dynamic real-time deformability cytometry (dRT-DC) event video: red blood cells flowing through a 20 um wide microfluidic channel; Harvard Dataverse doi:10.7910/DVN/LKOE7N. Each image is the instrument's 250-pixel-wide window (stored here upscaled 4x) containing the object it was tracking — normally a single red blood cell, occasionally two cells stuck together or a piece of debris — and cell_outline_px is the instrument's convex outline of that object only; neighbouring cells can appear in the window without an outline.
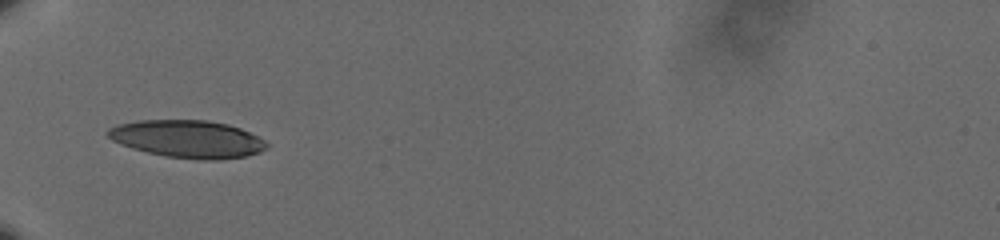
{"species": "human", "species_latin": "Homo sapiens", "temperature_condition": "cold", "stored_images_in_passage": 38, "camera_frame_rate_fps": 3000, "um_per_image_px": 0.085, "donor": {"sex": "male"}, "frame": {"image": 1, "passage_image": 1, "time_ms": 0.0, "image_size_px": [1000, 240], "cell_outline_px": [[268, 148], [260, 152], [244, 156], [216, 160], [200, 160], [164, 156], [132, 148], [120, 144], [112, 140], [104, 132], [108, 128], [116, 124], [140, 120], [208, 120], [228, 124], [240, 128], [264, 140], [268, 144]], "centroid_in_image_um": [15.92, 11.81], "position_along_channel_um": 69.1, "area_um2": 34.85}}
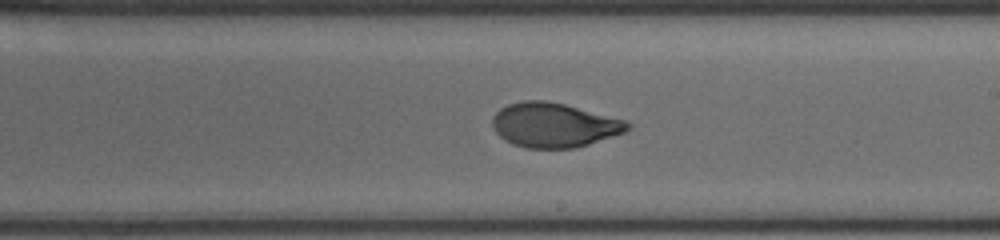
{"frame": {"image": 2, "passage_image": 16, "time_ms": 5.0, "image_size_px": [1000, 240], "cell_outline_px": [[632, 128], [624, 132], [576, 148], [524, 148], [512, 144], [504, 140], [496, 132], [492, 124], [492, 116], [500, 108], [508, 104], [524, 100], [544, 100], [564, 104], [624, 120], [632, 124]], "centroid_in_image_um": [47.06, 10.63], "position_along_channel_um": 241.9, "area_um2": 34.91}}
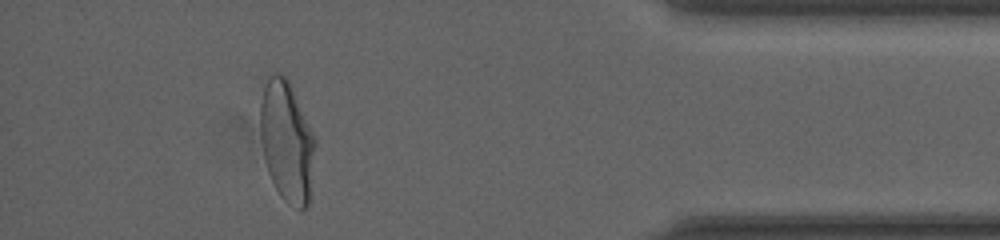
{"frame": {"image": 3, "passage_image": 33, "time_ms": 10.667, "image_size_px": [1000, 240], "cell_outline_px": [[316, 144], [308, 204], [300, 212], [288, 204], [280, 196], [268, 172], [264, 160], [260, 132], [260, 104], [264, 88], [268, 76], [284, 76], [288, 80], [316, 140]], "centroid_in_image_um": [24.37, 12.09], "position_along_channel_um": 410.8, "area_um2": 38.21}, "authors_computed_cell_mechanics": {"area_um2": 35.4314, "velocity_mm_per_s": 3.5894, "shape_relaxation_time_tau1_ms": 4.0541, "shape_relaxation_time_tau2_ms": 1.126, "deformation_change_tau1": 0.1892, "deformation_change_tau2": 0.0507}}